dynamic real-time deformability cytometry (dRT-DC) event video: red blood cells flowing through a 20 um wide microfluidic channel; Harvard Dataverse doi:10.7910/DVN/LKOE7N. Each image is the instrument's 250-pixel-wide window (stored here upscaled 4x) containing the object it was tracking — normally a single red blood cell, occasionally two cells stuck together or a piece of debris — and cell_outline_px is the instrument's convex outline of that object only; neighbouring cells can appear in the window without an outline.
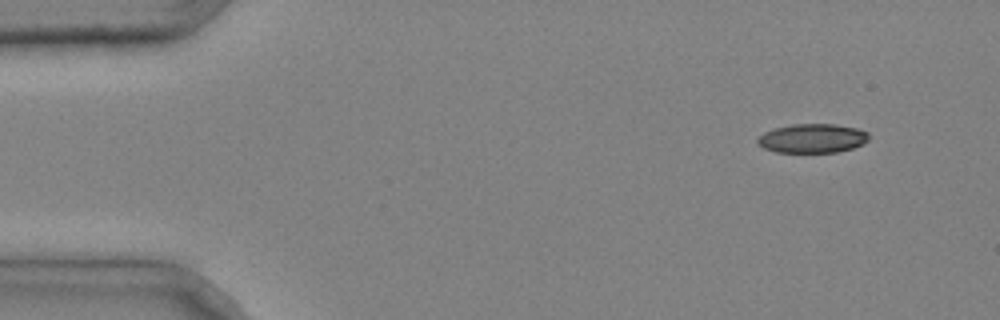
{"species": "common noctule bat (a hibernating species)", "species_latin": "Nyctalus noctula", "temperature_condition": "cold", "stored_images_in_passage": 6, "camera_frame_rate_fps": 3000, "um_per_image_px": 0.085, "animal": {"sex": "male", "body_mass_g": 20.4}, "frame": {"image": 1, "passage_image": 1, "time_ms": 0.0, "image_size_px": [1000, 320], "cell_outline_px": [[868, 140], [864, 144], [852, 148], [836, 152], [776, 152], [764, 148], [756, 140], [764, 132], [776, 128], [792, 124], [836, 124], [856, 128], [868, 132]], "centroid_in_image_um": [69.08, 11.75], "position_along_channel_um": 15.9, "area_um2": 18.73}}
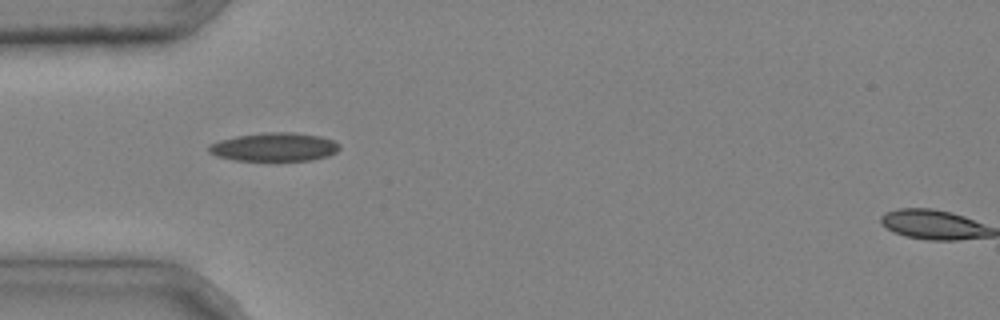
{"frame": {"image": 2, "passage_image": 4, "time_ms": 1.0, "image_size_px": [1000, 320], "cell_outline_px": [[340, 148], [336, 152], [328, 156], [312, 160], [236, 160], [216, 156], [208, 152], [208, 144], [220, 140], [236, 136], [264, 132], [292, 132], [320, 136], [332, 140], [340, 144]], "centroid_in_image_um": [23.31, 12.49], "position_along_channel_um": 61.7, "area_um2": 21.73}}